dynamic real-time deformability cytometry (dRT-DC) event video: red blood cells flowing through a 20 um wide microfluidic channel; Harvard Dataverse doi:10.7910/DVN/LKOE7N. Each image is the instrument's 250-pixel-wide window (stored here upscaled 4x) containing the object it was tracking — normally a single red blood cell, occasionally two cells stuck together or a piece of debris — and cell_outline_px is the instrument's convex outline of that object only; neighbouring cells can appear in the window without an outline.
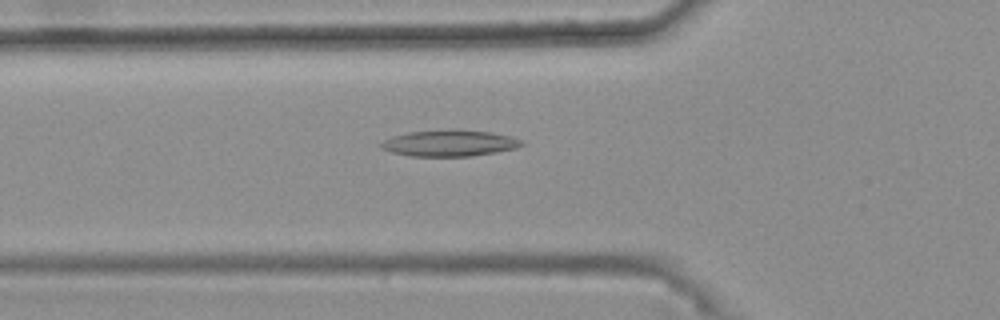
{"species": "common noctule bat (a hibernating species)", "species_latin": "Nyctalus noctula", "temperature_condition": "warm", "stored_images_in_passage": 41, "camera_frame_rate_fps": 3000, "um_per_image_px": 0.085, "animal": {"sex": "female", "body_mass_g": 25.1}, "frame": {"image": 1, "passage_image": 10, "time_ms": 3.0, "image_size_px": [1000, 320], "cell_outline_px": [[524, 144], [516, 148], [496, 152], [472, 156], [412, 156], [392, 152], [380, 148], [380, 144], [384, 140], [392, 136], [408, 132], [448, 128], [492, 132], [508, 136], [520, 140]], "centroid_in_image_um": [38.18, 12.15], "position_along_channel_um": 87.6, "area_um2": 21.68}}
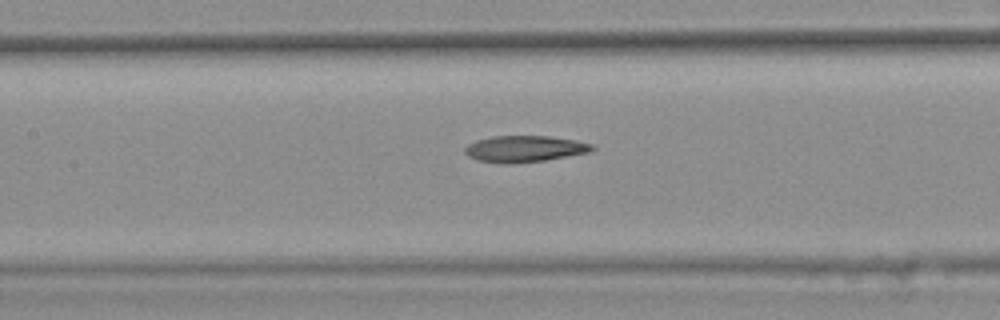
{"frame": {"image": 2, "passage_image": 16, "time_ms": 5.0, "image_size_px": [1000, 320], "cell_outline_px": [[596, 148], [588, 152], [544, 160], [512, 164], [500, 164], [476, 160], [468, 156], [464, 152], [464, 148], [468, 144], [476, 140], [492, 136], [548, 136], [576, 140], [592, 144]], "centroid_in_image_um": [44.53, 12.65], "position_along_channel_um": 162.9, "area_um2": 19.65}}
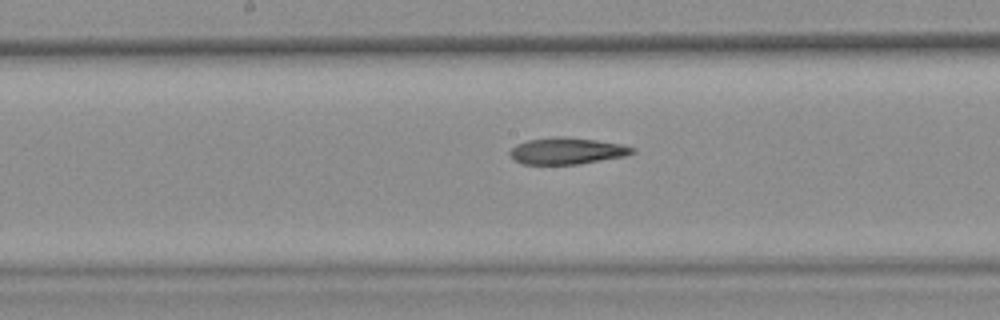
{"frame": {"image": 3, "passage_image": 19, "time_ms": 6.0, "image_size_px": [1000, 320], "cell_outline_px": [[636, 152], [624, 156], [580, 164], [520, 164], [508, 152], [516, 144], [528, 140], [552, 136], [564, 136], [596, 140], [620, 144], [636, 148]], "centroid_in_image_um": [48.19, 12.82], "position_along_channel_um": 200.0, "area_um2": 19.02}, "authors_computed_cell_mechanics": {"area_um2": 19.4208, "velocity_mm_per_s": 3.7345, "shape_relaxation_time_tau1_ms": null, "shape_relaxation_time_tau2_ms": 6.8072, "deformation_change_tau1": null, "deformation_change_tau2": 0.1862}}